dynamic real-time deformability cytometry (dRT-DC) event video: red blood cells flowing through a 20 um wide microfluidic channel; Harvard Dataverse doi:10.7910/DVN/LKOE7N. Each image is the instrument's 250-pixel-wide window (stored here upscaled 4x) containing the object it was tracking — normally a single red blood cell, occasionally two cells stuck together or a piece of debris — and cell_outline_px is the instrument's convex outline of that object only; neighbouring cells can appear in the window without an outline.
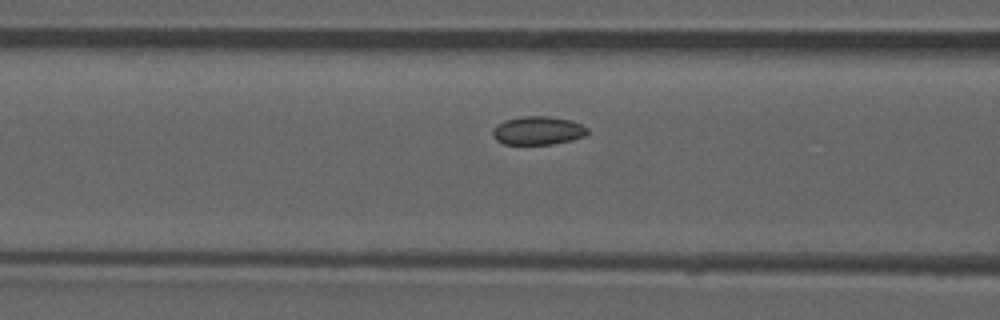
{"species": "common noctule bat (a hibernating species)", "species_latin": "Nyctalus noctula", "temperature_condition": "room temperature", "stored_images_in_passage": 45, "camera_frame_rate_fps": 3000, "um_per_image_px": 0.085, "animal": {"sex": "male", "forearm_length_mm": 52.5}, "frame": {"image": 1, "passage_image": 14, "time_ms": 4.333, "image_size_px": [1000, 320], "cell_outline_px": [[588, 132], [584, 136], [572, 140], [552, 144], [504, 144], [496, 140], [492, 136], [492, 128], [496, 124], [504, 120], [520, 116], [548, 116], [572, 120], [588, 128]], "centroid_in_image_um": [45.69, 11.09], "position_along_channel_um": 120.9, "area_um2": 15.9}, "authors_computed_cell_mechanics": {"area_um2": 15.9528, "velocity_mm_per_s": 3.9093, "shape_relaxation_time_tau1_ms": null, "shape_relaxation_time_tau2_ms": 4.0879, "deformation_change_tau1": null, "deformation_change_tau2": 0.0632}}